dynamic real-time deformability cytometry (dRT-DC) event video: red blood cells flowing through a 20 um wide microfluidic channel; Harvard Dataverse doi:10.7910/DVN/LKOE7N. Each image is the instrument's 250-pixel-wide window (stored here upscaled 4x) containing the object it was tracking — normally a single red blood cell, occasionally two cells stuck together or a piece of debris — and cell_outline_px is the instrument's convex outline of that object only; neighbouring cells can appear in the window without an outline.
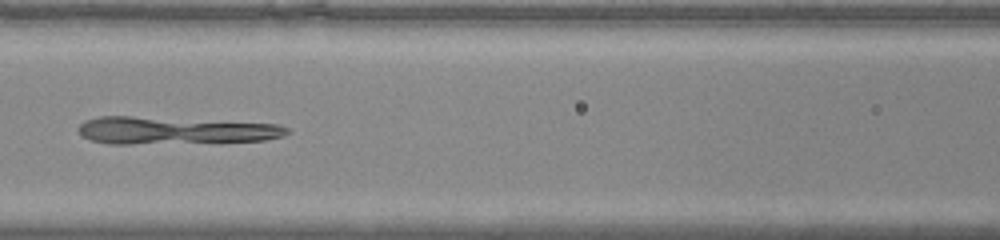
{"species": "common noctule bat (a hibernating species)", "species_latin": "Nyctalus noctula", "temperature_condition": "warm", "stored_images_in_passage": 27, "camera_frame_rate_fps": 3000, "um_per_image_px": 0.085, "animal": {"sex": "male", "body_mass_g": 20.0, "forearm_length_mm": 53.3}, "frame": {"image": 1, "passage_image": 7, "time_ms": 2.0, "image_size_px": [1000, 240], "cell_outline_px": [[292, 132], [284, 136], [264, 140], [132, 144], [108, 144], [92, 140], [80, 136], [80, 124], [84, 120], [100, 116], [132, 116], [276, 124], [288, 128]], "centroid_in_image_um": [14.81, 11.09], "position_along_channel_um": 151.8, "area_um2": 32.95}}
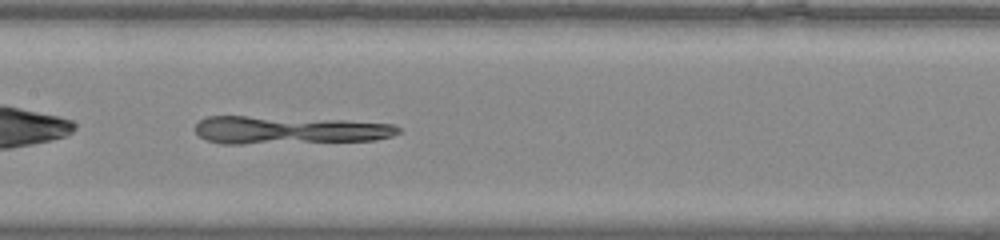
{"frame": {"image": 2, "passage_image": 9, "time_ms": 2.667, "image_size_px": [1000, 240], "cell_outline_px": [[400, 132], [392, 136], [376, 140], [240, 144], [220, 144], [208, 140], [200, 136], [196, 132], [196, 124], [200, 120], [208, 116], [248, 116], [344, 120], [392, 124], [400, 128]], "centroid_in_image_um": [24.55, 11.06], "position_along_channel_um": 182.9, "area_um2": 32.89}}